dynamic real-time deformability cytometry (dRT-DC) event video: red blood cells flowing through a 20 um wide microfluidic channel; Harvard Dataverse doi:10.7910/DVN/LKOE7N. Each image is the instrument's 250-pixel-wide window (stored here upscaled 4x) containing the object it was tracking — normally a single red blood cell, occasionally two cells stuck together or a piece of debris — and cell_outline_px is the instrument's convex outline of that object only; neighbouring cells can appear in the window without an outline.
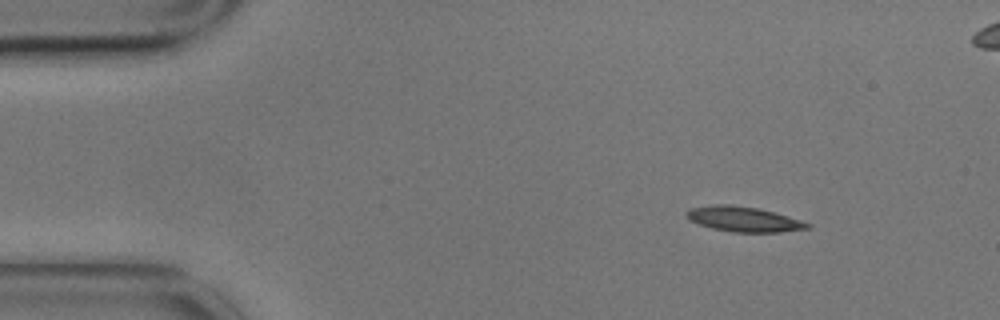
{"species": "common noctule bat (a hibernating species)", "species_latin": "Nyctalus noctula", "temperature_condition": "cold", "stored_images_in_passage": 8, "camera_frame_rate_fps": 3000, "um_per_image_px": 0.085, "animal": {"sex": "male", "body_mass_g": 17.9}, "frame": {"image": 1, "passage_image": 1, "time_ms": 0.0, "image_size_px": [1000, 320], "cell_outline_px": [[812, 228], [780, 232], [732, 232], [712, 228], [688, 220], [684, 216], [684, 212], [688, 208], [712, 204], [732, 204], [760, 208], [788, 216], [812, 224]], "centroid_in_image_um": [63.17, 18.61], "position_along_channel_um": 21.8, "area_um2": 18.03}}